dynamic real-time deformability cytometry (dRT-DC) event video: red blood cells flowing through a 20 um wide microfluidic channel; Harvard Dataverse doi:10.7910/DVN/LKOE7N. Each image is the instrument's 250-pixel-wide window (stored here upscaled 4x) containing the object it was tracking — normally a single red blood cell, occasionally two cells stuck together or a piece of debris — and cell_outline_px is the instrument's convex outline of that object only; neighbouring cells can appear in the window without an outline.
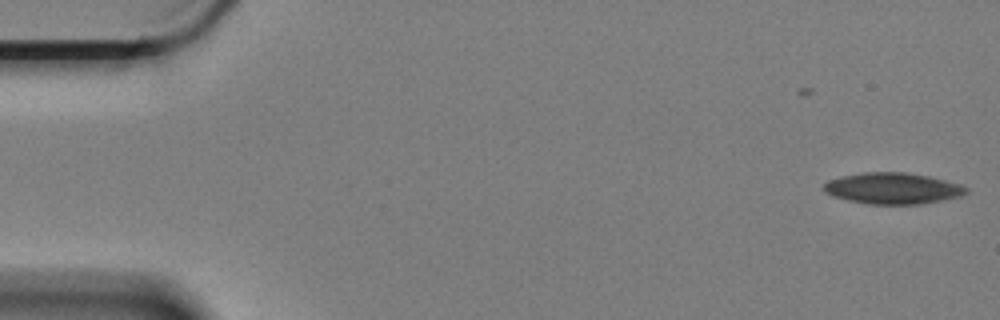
{"species": "Egyptian fruit bat (a non-hibernating species)", "species_latin": "Rousettus aegyptiacus", "temperature_condition": "cold", "stored_images_in_passage": 5, "camera_frame_rate_fps": 3000, "um_per_image_px": 0.085, "animal": {"sex": "female"}, "frame": {"image": 1, "passage_image": 1, "time_ms": 0.0, "image_size_px": [1000, 320], "cell_outline_px": [[968, 192], [960, 196], [920, 204], [868, 204], [848, 200], [832, 196], [824, 192], [820, 188], [828, 180], [840, 176], [864, 172], [904, 172], [928, 176], [960, 184], [968, 188]], "centroid_in_image_um": [75.82, 16.0], "position_along_channel_um": 9.2, "area_um2": 25.95}}
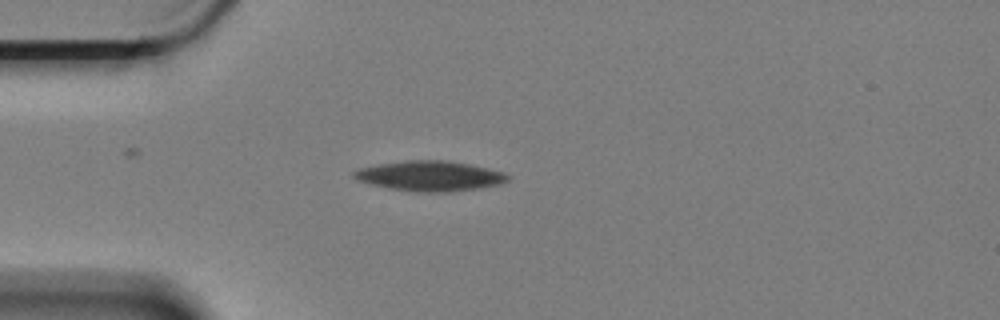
{"frame": {"image": 2, "passage_image": 5, "time_ms": 1.333, "image_size_px": [1000, 320], "cell_outline_px": [[512, 176], [504, 184], [480, 188], [452, 192], [416, 192], [392, 188], [372, 184], [360, 180], [352, 176], [352, 172], [360, 168], [380, 164], [404, 160], [448, 160], [472, 164], [504, 172]], "centroid_in_image_um": [36.64, 14.95], "position_along_channel_um": 48.4, "area_um2": 27.17}}